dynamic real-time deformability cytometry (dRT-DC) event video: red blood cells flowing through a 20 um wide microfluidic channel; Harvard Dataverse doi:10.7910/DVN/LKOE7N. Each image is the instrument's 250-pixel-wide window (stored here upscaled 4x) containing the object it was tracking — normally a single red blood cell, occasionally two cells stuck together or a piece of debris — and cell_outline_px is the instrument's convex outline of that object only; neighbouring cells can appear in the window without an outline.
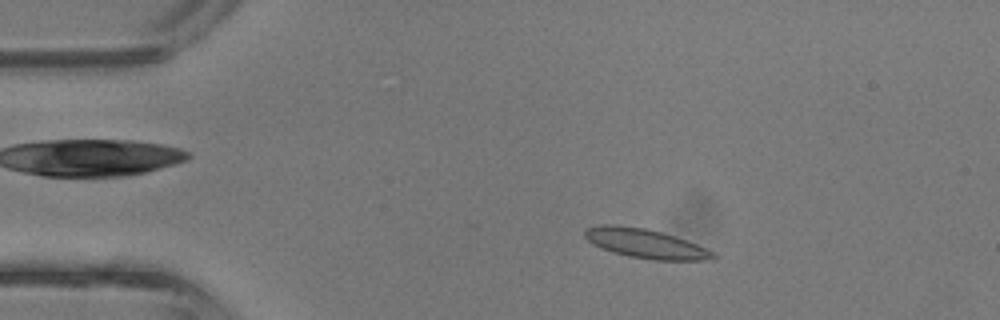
{"species": "common noctule bat (a hibernating species)", "species_latin": "Nyctalus noctula", "temperature_condition": "room temperature", "stored_images_in_passage": 3, "camera_frame_rate_fps": 3000, "um_per_image_px": 0.085, "animal": {"sex": "male", "body_mass_g": 13.3}, "frame": {"image": 1, "passage_image": 2, "time_ms": 0.333, "image_size_px": [1000, 320], "cell_outline_px": [[720, 256], [716, 260], [652, 260], [628, 256], [612, 252], [592, 244], [584, 236], [584, 228], [600, 224], [612, 224], [644, 228], [660, 232], [696, 244], [716, 252]], "centroid_in_image_um": [54.88, 20.71], "position_along_channel_um": 30.1, "area_um2": 22.02}}